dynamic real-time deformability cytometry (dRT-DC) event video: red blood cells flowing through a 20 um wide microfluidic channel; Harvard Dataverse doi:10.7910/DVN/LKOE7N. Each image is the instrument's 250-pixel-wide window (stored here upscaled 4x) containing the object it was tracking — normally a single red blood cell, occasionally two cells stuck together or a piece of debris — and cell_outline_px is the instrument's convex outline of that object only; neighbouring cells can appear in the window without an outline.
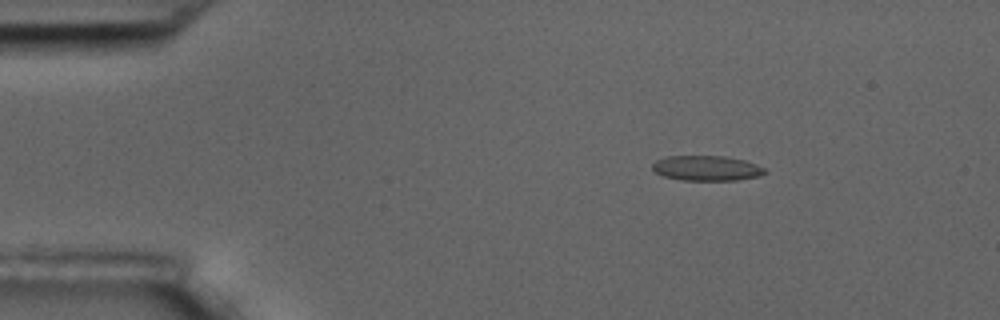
{"species": "common noctule bat (a hibernating species)", "species_latin": "Nyctalus noctula", "temperature_condition": "room temperature", "stored_images_in_passage": 5, "camera_frame_rate_fps": 3000, "um_per_image_px": 0.085, "animal": {"sex": "male", "body_mass_g": 17.5, "forearm_length_mm": 52.3}, "frame": {"image": 1, "passage_image": 2, "time_ms": 2.0, "image_size_px": [1000, 320], "cell_outline_px": [[768, 172], [760, 176], [736, 180], [680, 180], [664, 176], [656, 172], [652, 168], [652, 164], [656, 160], [668, 156], [724, 156], [744, 160], [756, 164], [764, 168]], "centroid_in_image_um": [60.08, 14.29], "position_along_channel_um": 24.9, "area_um2": 16.42}}